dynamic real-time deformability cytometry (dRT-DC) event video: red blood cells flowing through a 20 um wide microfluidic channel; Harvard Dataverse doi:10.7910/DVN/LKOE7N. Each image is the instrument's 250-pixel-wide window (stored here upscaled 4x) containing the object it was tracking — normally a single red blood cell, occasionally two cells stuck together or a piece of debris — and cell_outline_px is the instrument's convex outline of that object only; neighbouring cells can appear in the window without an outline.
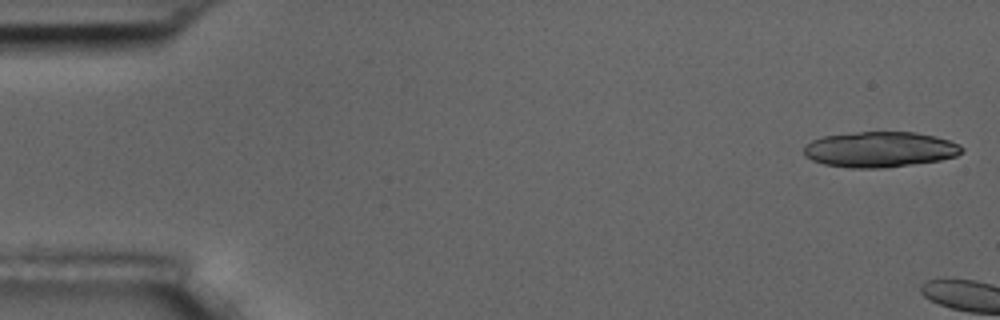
{"species": "common noctule bat (a hibernating species)", "species_latin": "Nyctalus noctula", "temperature_condition": "room temperature", "stored_images_in_passage": 2, "camera_frame_rate_fps": 3000, "um_per_image_px": 0.085, "animal": {"sex": "male", "body_mass_g": 17.5, "forearm_length_mm": 52.3}, "frame": {"image": 1, "passage_image": 1, "time_ms": 0.0, "image_size_px": [1000, 320], "cell_outline_px": [[964, 152], [956, 156], [940, 160], [884, 168], [848, 168], [824, 164], [812, 160], [804, 156], [804, 144], [812, 140], [824, 136], [856, 132], [916, 132], [936, 136], [960, 144], [964, 148]], "centroid_in_image_um": [74.79, 12.7], "position_along_channel_um": 10.2, "area_um2": 32.95}}